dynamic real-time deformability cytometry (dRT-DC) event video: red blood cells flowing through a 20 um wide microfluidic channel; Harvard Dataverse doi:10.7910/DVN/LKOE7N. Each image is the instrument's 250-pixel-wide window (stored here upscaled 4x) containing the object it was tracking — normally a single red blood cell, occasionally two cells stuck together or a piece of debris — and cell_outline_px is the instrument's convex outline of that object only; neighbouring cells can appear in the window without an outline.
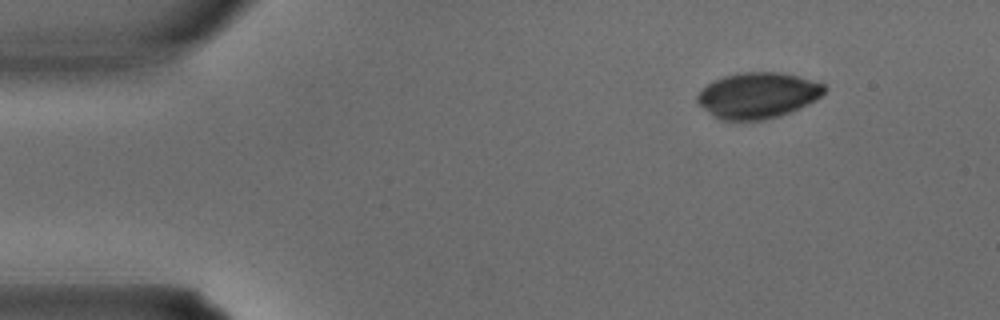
{"species": "common noctule bat (a hibernating species)", "species_latin": "Nyctalus noctula", "temperature_condition": "warm", "stored_images_in_passage": 3, "camera_frame_rate_fps": 3000, "um_per_image_px": 0.085, "animal": {"sex": "male", "body_mass_g": 15.6}, "frame": {"image": 1, "passage_image": 1, "time_ms": 0.0, "image_size_px": [1000, 320], "cell_outline_px": [[824, 92], [816, 100], [792, 112], [780, 116], [764, 120], [720, 120], [712, 116], [696, 100], [696, 96], [708, 84], [724, 76], [740, 72], [780, 72], [796, 76], [824, 84]], "centroid_in_image_um": [64.4, 8.12], "position_along_channel_um": 20.6, "area_um2": 33.76}}